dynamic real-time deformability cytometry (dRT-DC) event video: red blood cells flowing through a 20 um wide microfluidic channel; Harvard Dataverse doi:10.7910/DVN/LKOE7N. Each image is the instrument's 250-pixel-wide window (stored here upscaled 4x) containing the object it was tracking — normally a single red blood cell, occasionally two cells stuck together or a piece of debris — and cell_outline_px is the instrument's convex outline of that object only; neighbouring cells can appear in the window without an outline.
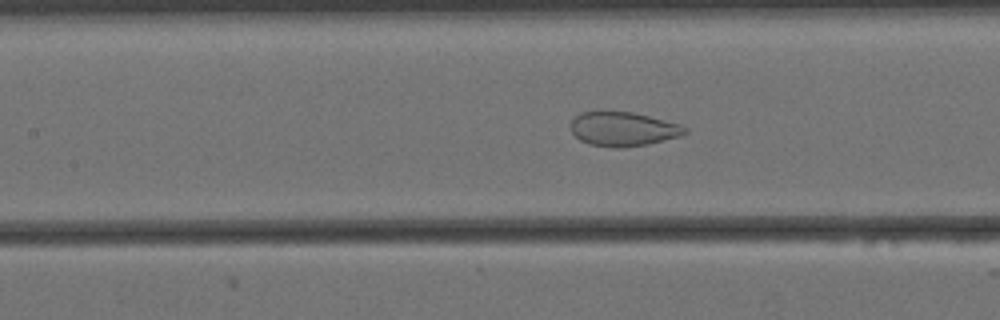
{"species": "Egyptian fruit bat (a non-hibernating species)", "species_latin": "Rousettus aegyptiacus", "temperature_condition": "cold", "stored_images_in_passage": 57, "camera_frame_rate_fps": 3000, "um_per_image_px": 0.085, "animal": {"sex": "female"}, "frame": {"image": 1, "passage_image": 24, "time_ms": 7.667, "image_size_px": [1000, 320], "cell_outline_px": [[688, 132], [680, 136], [648, 144], [624, 148], [616, 148], [588, 144], [580, 140], [568, 128], [568, 124], [580, 112], [632, 112], [680, 124], [688, 128]], "centroid_in_image_um": [52.94, 10.98], "position_along_channel_um": 154.5, "area_um2": 22.83}}
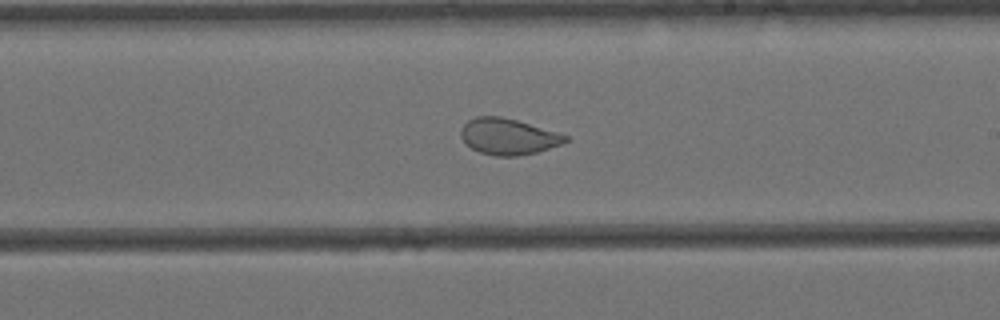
{"frame": {"image": 2, "passage_image": 32, "time_ms": 10.333, "image_size_px": [1000, 320], "cell_outline_px": [[568, 140], [560, 144], [536, 152], [516, 156], [496, 156], [480, 152], [464, 144], [460, 136], [460, 128], [468, 120], [476, 116], [500, 116], [516, 120], [556, 132], [568, 136]], "centroid_in_image_um": [43.12, 11.6], "position_along_channel_um": 245.9, "area_um2": 21.85}}
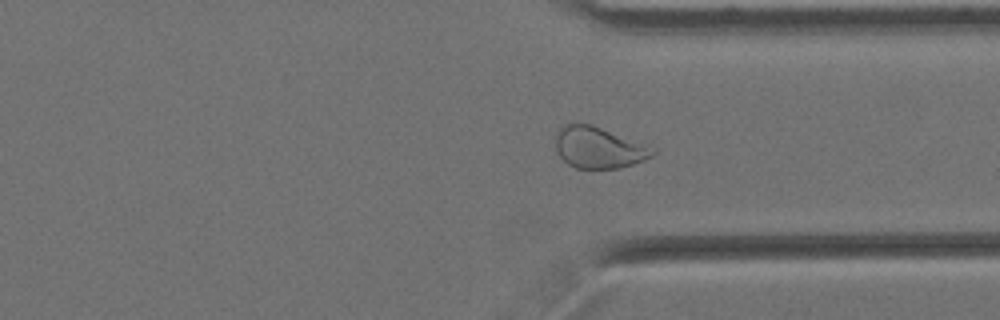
{"frame": {"image": 3, "passage_image": 42, "time_ms": 13.667, "image_size_px": [1000, 320], "cell_outline_px": [[656, 152], [652, 156], [644, 160], [620, 168], [576, 168], [568, 164], [556, 152], [556, 132], [564, 124], [576, 120], [592, 124], [648, 144], [656, 148]], "centroid_in_image_um": [50.89, 12.5], "position_along_channel_um": 360.5, "area_um2": 23.99}, "authors_computed_cell_mechanics": {"area_um2": 27.3394, "velocity_mm_per_s": 3.449, "shape_relaxation_time_tau1_ms": null, "shape_relaxation_time_tau2_ms": 0.8763, "deformation_change_tau1": null, "deformation_change_tau2": 0.0499}}